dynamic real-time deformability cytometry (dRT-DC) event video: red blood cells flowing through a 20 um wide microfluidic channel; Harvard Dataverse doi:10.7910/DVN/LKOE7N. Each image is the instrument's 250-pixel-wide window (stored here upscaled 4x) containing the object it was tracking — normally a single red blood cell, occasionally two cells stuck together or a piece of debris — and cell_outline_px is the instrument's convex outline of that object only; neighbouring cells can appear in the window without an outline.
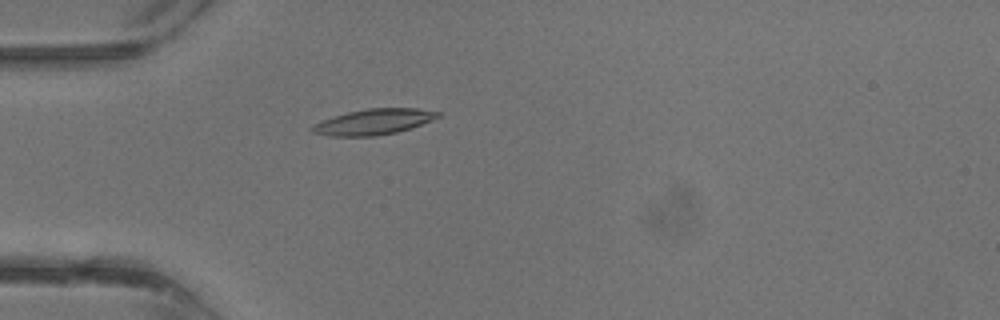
{"species": "common noctule bat (a hibernating species)", "species_latin": "Nyctalus noctula", "temperature_condition": "warm", "stored_images_in_passage": 23, "camera_frame_rate_fps": 3000, "um_per_image_px": 0.085, "animal": {"sex": "male", "body_mass_g": 13.3}, "frame": {"image": 1, "passage_image": 12, "time_ms": 3.667, "image_size_px": [1000, 320], "cell_outline_px": [[444, 112], [440, 116], [432, 120], [396, 132], [376, 136], [328, 136], [312, 132], [308, 128], [324, 120], [348, 112], [368, 108], [416, 108]], "centroid_in_image_um": [31.78, 10.35], "position_along_channel_um": 53.2, "area_um2": 18.61}}
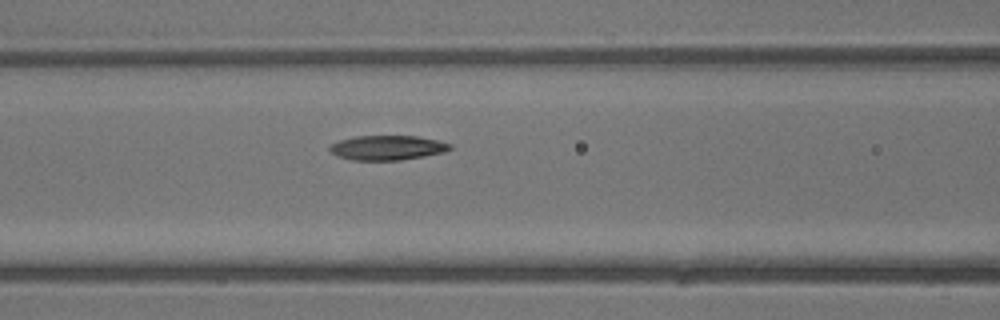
{"frame": {"image": 2, "passage_image": 17, "time_ms": 5.333, "image_size_px": [1000, 320], "cell_outline_px": [[452, 148], [444, 152], [424, 156], [400, 160], [352, 160], [336, 156], [328, 148], [328, 144], [340, 140], [356, 136], [416, 136], [436, 140], [452, 144]], "centroid_in_image_um": [32.89, 12.55], "position_along_channel_um": 133.7, "area_um2": 17.28}}
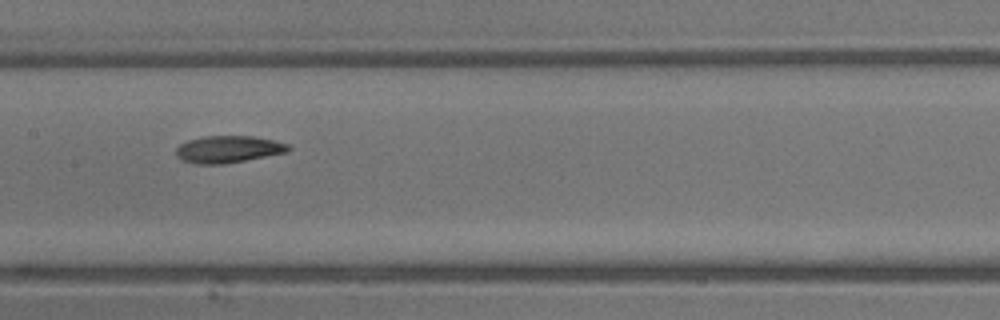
{"frame": {"image": 3, "passage_image": 20, "time_ms": 6.333, "image_size_px": [1000, 320], "cell_outline_px": [[292, 148], [288, 152], [224, 164], [196, 164], [180, 160], [176, 156], [176, 148], [180, 144], [188, 140], [204, 136], [252, 136], [272, 140], [288, 144]], "centroid_in_image_um": [19.38, 12.69], "position_along_channel_um": 188.0, "area_um2": 17.74}}